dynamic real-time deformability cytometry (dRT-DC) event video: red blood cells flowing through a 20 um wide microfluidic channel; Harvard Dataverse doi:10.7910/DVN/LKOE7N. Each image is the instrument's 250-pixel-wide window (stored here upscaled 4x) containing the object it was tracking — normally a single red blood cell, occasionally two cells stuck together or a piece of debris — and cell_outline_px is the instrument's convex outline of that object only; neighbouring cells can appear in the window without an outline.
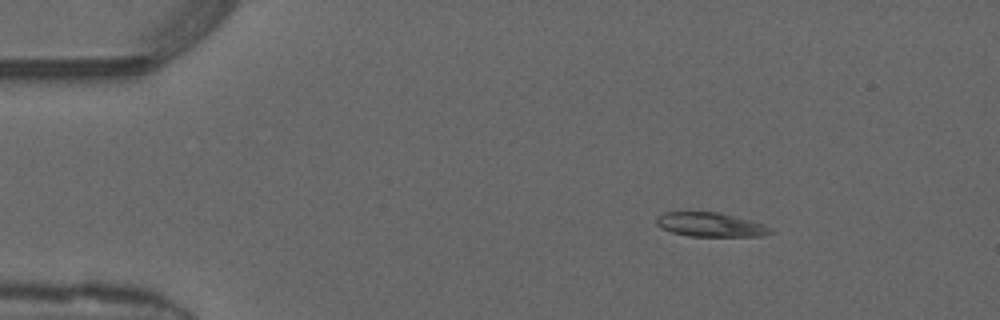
{"species": "common noctule bat (a hibernating species)", "species_latin": "Nyctalus noctula", "temperature_condition": "warm", "stored_images_in_passage": 43, "camera_frame_rate_fps": 3000, "um_per_image_px": 0.085, "animal": {"sex": "male", "forearm_length_mm": 52.5}, "frame": {"image": 1, "passage_image": 1, "time_ms": 0.0, "image_size_px": [1000, 320], "cell_outline_px": [[776, 232], [764, 236], [688, 236], [672, 232], [660, 228], [656, 224], [656, 220], [664, 212], [720, 212], [764, 224], [772, 228]], "centroid_in_image_um": [60.44, 19.1], "position_along_channel_um": 24.6, "area_um2": 16.13}}
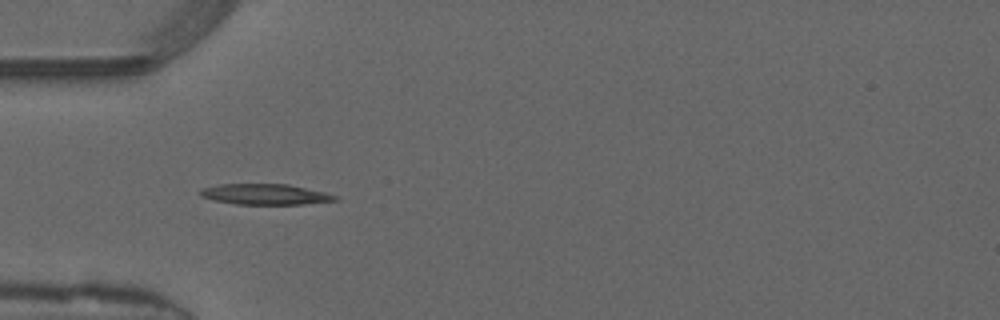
{"frame": {"image": 2, "passage_image": 9, "time_ms": 2.667, "image_size_px": [1000, 320], "cell_outline_px": [[340, 200], [304, 204], [236, 204], [212, 200], [200, 196], [200, 192], [204, 188], [220, 184], [288, 184], [324, 192], [340, 196]], "centroid_in_image_um": [22.59, 16.52], "position_along_channel_um": 62.4, "area_um2": 16.24}}
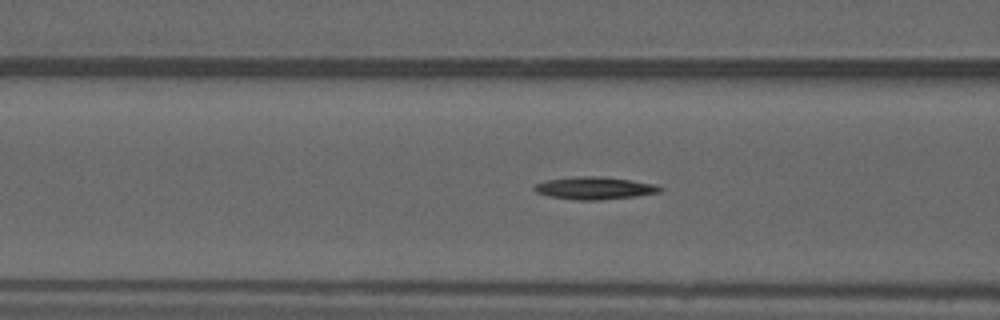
{"frame": {"image": 3, "passage_image": 13, "time_ms": 4.0, "image_size_px": [1000, 320], "cell_outline_px": [[664, 188], [660, 192], [636, 196], [600, 200], [572, 200], [548, 196], [536, 192], [532, 188], [536, 184], [548, 180], [576, 176], [600, 176], [632, 180], [656, 184]], "centroid_in_image_um": [50.55, 15.99], "position_along_channel_um": 116.0, "area_um2": 16.59}}